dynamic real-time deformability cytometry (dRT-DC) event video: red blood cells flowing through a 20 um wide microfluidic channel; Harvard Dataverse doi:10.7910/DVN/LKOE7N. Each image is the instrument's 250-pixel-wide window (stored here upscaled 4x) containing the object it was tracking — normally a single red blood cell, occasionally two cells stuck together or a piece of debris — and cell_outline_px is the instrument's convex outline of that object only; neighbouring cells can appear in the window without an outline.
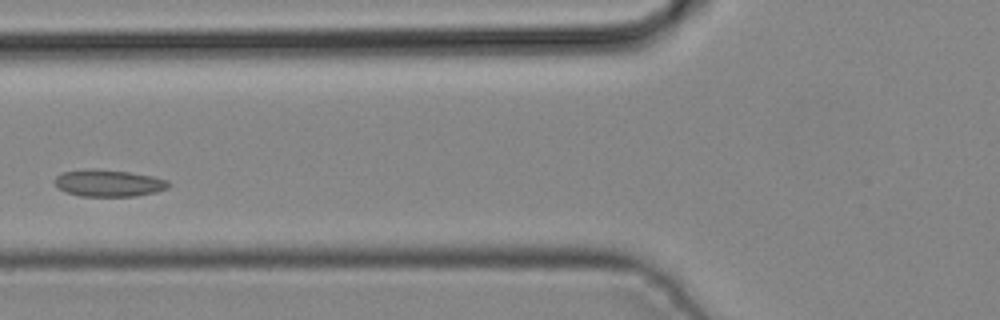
{"species": "common noctule bat (a hibernating species)", "species_latin": "Nyctalus noctula", "temperature_condition": "cold", "stored_images_in_passage": 3, "camera_frame_rate_fps": 3000, "um_per_image_px": 0.085, "animal": {"sex": "male", "body_mass_g": 19.2, "forearm_length_mm": 51.8}, "frame": {"image": 1, "passage_image": 2, "time_ms": 0.333, "image_size_px": [1000, 320], "cell_outline_px": [[172, 184], [168, 188], [156, 192], [136, 196], [80, 196], [64, 192], [56, 188], [52, 180], [60, 172], [88, 168], [96, 168], [128, 172], [152, 176], [168, 180]], "centroid_in_image_um": [9.17, 15.56], "position_along_channel_um": 116.6, "area_um2": 18.32}}